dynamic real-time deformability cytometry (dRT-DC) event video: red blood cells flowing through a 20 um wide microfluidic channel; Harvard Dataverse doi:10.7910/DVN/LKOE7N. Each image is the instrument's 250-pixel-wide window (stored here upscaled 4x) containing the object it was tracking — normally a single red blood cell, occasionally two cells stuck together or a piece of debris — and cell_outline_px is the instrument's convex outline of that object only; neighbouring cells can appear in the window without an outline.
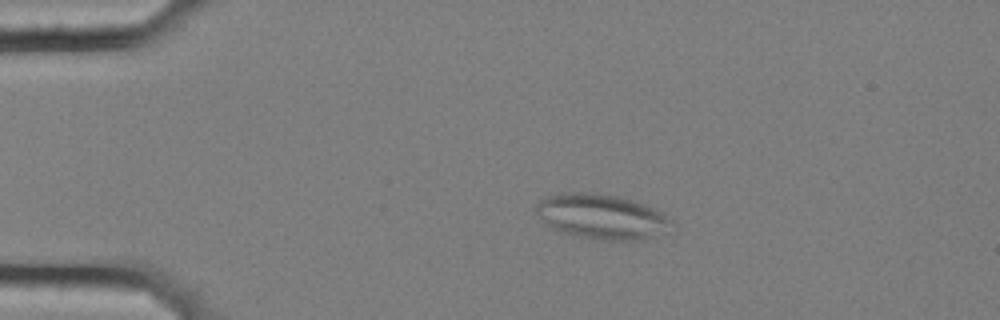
{"species": "common noctule bat (a hibernating species)", "species_latin": "Nyctalus noctula", "temperature_condition": "cold", "stored_images_in_passage": 52, "camera_frame_rate_fps": 3000, "um_per_image_px": 0.085, "animal": {"sex": "female", "body_mass_g": 25.1}, "frame": {"image": 1, "passage_image": 7, "time_ms": 2.0, "image_size_px": [1000, 320], "cell_outline_px": [[676, 224], [644, 240], [604, 240], [572, 236], [560, 232], [552, 228], [536, 212], [536, 204], [544, 196], [560, 192], [596, 192], [616, 196], [632, 200], [644, 204], [664, 212]], "centroid_in_image_um": [51.13, 18.4], "position_along_channel_um": 33.9, "area_um2": 35.72}}
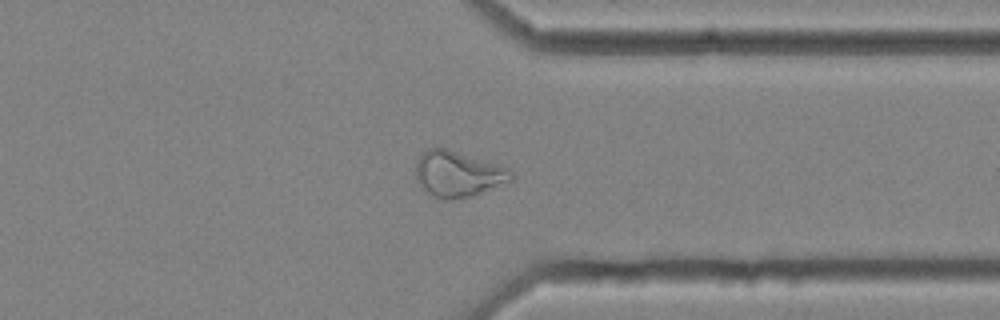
{"frame": {"image": 2, "passage_image": 40, "time_ms": 13.0, "image_size_px": [1000, 320], "cell_outline_px": [[516, 176], [512, 180], [472, 196], [452, 200], [436, 196], [428, 192], [416, 180], [416, 160], [428, 148], [444, 148], [512, 168]], "centroid_in_image_um": [38.98, 14.78], "position_along_channel_um": 372.4, "area_um2": 25.26}}
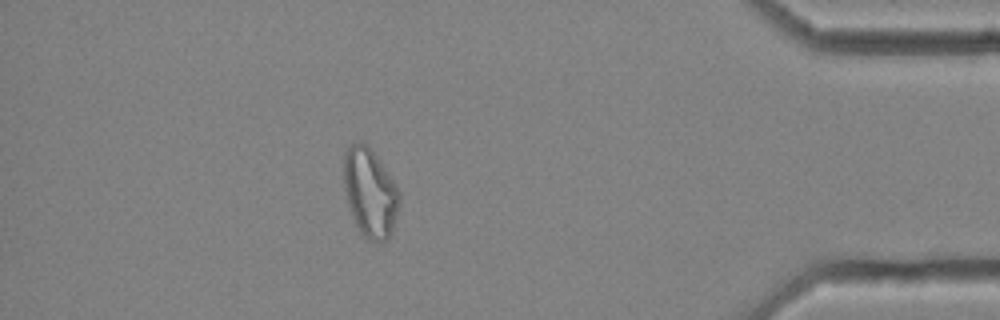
{"frame": {"image": 3, "passage_image": 46, "time_ms": 15.0, "image_size_px": [1000, 320], "cell_outline_px": [[400, 200], [392, 232], [388, 240], [384, 244], [372, 244], [360, 232], [352, 216], [348, 204], [344, 188], [344, 152], [348, 144], [360, 140], [368, 144], [372, 148], [400, 192]], "centroid_in_image_um": [31.45, 16.39], "position_along_channel_um": 403.8, "area_um2": 29.36}, "authors_computed_cell_mechanics": {"area_um2": 27.2527, "velocity_mm_per_s": 3.5301, "shape_relaxation_time_tau1_ms": null, "shape_relaxation_time_tau2_ms": 2.8018, "deformation_change_tau1": null, "deformation_change_tau2": 0.1009}}